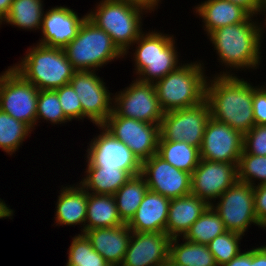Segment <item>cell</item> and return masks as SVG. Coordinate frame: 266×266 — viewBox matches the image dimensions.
<instances>
[{"mask_svg":"<svg viewBox=\"0 0 266 266\" xmlns=\"http://www.w3.org/2000/svg\"><path fill=\"white\" fill-rule=\"evenodd\" d=\"M242 236L239 233L226 231L207 244L217 266L229 263L231 259L240 253L238 244Z\"/></svg>","mask_w":266,"mask_h":266,"instance_id":"obj_34","label":"cell"},{"mask_svg":"<svg viewBox=\"0 0 266 266\" xmlns=\"http://www.w3.org/2000/svg\"><path fill=\"white\" fill-rule=\"evenodd\" d=\"M251 17L245 22L227 25L208 34L221 62L226 66L235 68L258 66L262 29L252 22Z\"/></svg>","mask_w":266,"mask_h":266,"instance_id":"obj_2","label":"cell"},{"mask_svg":"<svg viewBox=\"0 0 266 266\" xmlns=\"http://www.w3.org/2000/svg\"><path fill=\"white\" fill-rule=\"evenodd\" d=\"M223 266H250V251L239 253L236 257L230 260L229 263Z\"/></svg>","mask_w":266,"mask_h":266,"instance_id":"obj_43","label":"cell"},{"mask_svg":"<svg viewBox=\"0 0 266 266\" xmlns=\"http://www.w3.org/2000/svg\"><path fill=\"white\" fill-rule=\"evenodd\" d=\"M224 222L211 205L191 225L183 239L199 244H208L218 235L226 232Z\"/></svg>","mask_w":266,"mask_h":266,"instance_id":"obj_30","label":"cell"},{"mask_svg":"<svg viewBox=\"0 0 266 266\" xmlns=\"http://www.w3.org/2000/svg\"><path fill=\"white\" fill-rule=\"evenodd\" d=\"M157 154L175 168L190 174L200 161V149L185 141H159Z\"/></svg>","mask_w":266,"mask_h":266,"instance_id":"obj_28","label":"cell"},{"mask_svg":"<svg viewBox=\"0 0 266 266\" xmlns=\"http://www.w3.org/2000/svg\"><path fill=\"white\" fill-rule=\"evenodd\" d=\"M30 131L32 130L27 124L0 110V147L2 150L9 154L14 153Z\"/></svg>","mask_w":266,"mask_h":266,"instance_id":"obj_32","label":"cell"},{"mask_svg":"<svg viewBox=\"0 0 266 266\" xmlns=\"http://www.w3.org/2000/svg\"><path fill=\"white\" fill-rule=\"evenodd\" d=\"M13 68L39 90H56L68 84L77 71L64 49L38 44Z\"/></svg>","mask_w":266,"mask_h":266,"instance_id":"obj_3","label":"cell"},{"mask_svg":"<svg viewBox=\"0 0 266 266\" xmlns=\"http://www.w3.org/2000/svg\"><path fill=\"white\" fill-rule=\"evenodd\" d=\"M39 89L13 67L0 75V110L24 122L31 129L36 125Z\"/></svg>","mask_w":266,"mask_h":266,"instance_id":"obj_8","label":"cell"},{"mask_svg":"<svg viewBox=\"0 0 266 266\" xmlns=\"http://www.w3.org/2000/svg\"><path fill=\"white\" fill-rule=\"evenodd\" d=\"M42 6L41 0H13L5 21L22 29H40L44 13Z\"/></svg>","mask_w":266,"mask_h":266,"instance_id":"obj_31","label":"cell"},{"mask_svg":"<svg viewBox=\"0 0 266 266\" xmlns=\"http://www.w3.org/2000/svg\"><path fill=\"white\" fill-rule=\"evenodd\" d=\"M203 18L208 34L227 25L245 22L251 15L241 6L228 0H206L196 7Z\"/></svg>","mask_w":266,"mask_h":266,"instance_id":"obj_23","label":"cell"},{"mask_svg":"<svg viewBox=\"0 0 266 266\" xmlns=\"http://www.w3.org/2000/svg\"><path fill=\"white\" fill-rule=\"evenodd\" d=\"M262 8H263L264 10H263ZM265 9H266V0H261L260 12H261L262 10H263V11H266Z\"/></svg>","mask_w":266,"mask_h":266,"instance_id":"obj_48","label":"cell"},{"mask_svg":"<svg viewBox=\"0 0 266 266\" xmlns=\"http://www.w3.org/2000/svg\"><path fill=\"white\" fill-rule=\"evenodd\" d=\"M5 21V17L3 15L0 14V24L1 22Z\"/></svg>","mask_w":266,"mask_h":266,"instance_id":"obj_49","label":"cell"},{"mask_svg":"<svg viewBox=\"0 0 266 266\" xmlns=\"http://www.w3.org/2000/svg\"><path fill=\"white\" fill-rule=\"evenodd\" d=\"M131 233L132 230L127 224L84 232L93 249L102 255L110 266H121L128 249Z\"/></svg>","mask_w":266,"mask_h":266,"instance_id":"obj_20","label":"cell"},{"mask_svg":"<svg viewBox=\"0 0 266 266\" xmlns=\"http://www.w3.org/2000/svg\"><path fill=\"white\" fill-rule=\"evenodd\" d=\"M96 12L87 18L110 35L114 44L125 55L127 49L142 34L141 14L143 8L117 0H102Z\"/></svg>","mask_w":266,"mask_h":266,"instance_id":"obj_6","label":"cell"},{"mask_svg":"<svg viewBox=\"0 0 266 266\" xmlns=\"http://www.w3.org/2000/svg\"><path fill=\"white\" fill-rule=\"evenodd\" d=\"M219 198L220 203L216 207L211 203V206L224 222L227 231L243 235L251 223L261 226L256 219L253 186L237 181Z\"/></svg>","mask_w":266,"mask_h":266,"instance_id":"obj_11","label":"cell"},{"mask_svg":"<svg viewBox=\"0 0 266 266\" xmlns=\"http://www.w3.org/2000/svg\"><path fill=\"white\" fill-rule=\"evenodd\" d=\"M101 134L93 138L88 148L87 168H116L127 171L131 176L141 173V162L130 148L117 140L103 126Z\"/></svg>","mask_w":266,"mask_h":266,"instance_id":"obj_15","label":"cell"},{"mask_svg":"<svg viewBox=\"0 0 266 266\" xmlns=\"http://www.w3.org/2000/svg\"><path fill=\"white\" fill-rule=\"evenodd\" d=\"M243 142L241 132L210 118L204 130L200 159L238 164Z\"/></svg>","mask_w":266,"mask_h":266,"instance_id":"obj_16","label":"cell"},{"mask_svg":"<svg viewBox=\"0 0 266 266\" xmlns=\"http://www.w3.org/2000/svg\"><path fill=\"white\" fill-rule=\"evenodd\" d=\"M247 81L232 74H220L211 85L206 82L205 100L212 119L229 125L243 135L254 125L253 89Z\"/></svg>","mask_w":266,"mask_h":266,"instance_id":"obj_1","label":"cell"},{"mask_svg":"<svg viewBox=\"0 0 266 266\" xmlns=\"http://www.w3.org/2000/svg\"><path fill=\"white\" fill-rule=\"evenodd\" d=\"M87 176L80 182L82 187L93 194L114 195L132 176L116 168H87Z\"/></svg>","mask_w":266,"mask_h":266,"instance_id":"obj_26","label":"cell"},{"mask_svg":"<svg viewBox=\"0 0 266 266\" xmlns=\"http://www.w3.org/2000/svg\"><path fill=\"white\" fill-rule=\"evenodd\" d=\"M244 8L251 16L260 12L261 0H228Z\"/></svg>","mask_w":266,"mask_h":266,"instance_id":"obj_42","label":"cell"},{"mask_svg":"<svg viewBox=\"0 0 266 266\" xmlns=\"http://www.w3.org/2000/svg\"><path fill=\"white\" fill-rule=\"evenodd\" d=\"M169 257L183 266H217L208 245L191 241L178 243V237L171 238Z\"/></svg>","mask_w":266,"mask_h":266,"instance_id":"obj_29","label":"cell"},{"mask_svg":"<svg viewBox=\"0 0 266 266\" xmlns=\"http://www.w3.org/2000/svg\"><path fill=\"white\" fill-rule=\"evenodd\" d=\"M238 181L253 186V178L260 179V185L266 184V156L242 153L237 165Z\"/></svg>","mask_w":266,"mask_h":266,"instance_id":"obj_35","label":"cell"},{"mask_svg":"<svg viewBox=\"0 0 266 266\" xmlns=\"http://www.w3.org/2000/svg\"><path fill=\"white\" fill-rule=\"evenodd\" d=\"M237 165L200 159L191 174V194L211 205L209 200L220 197L238 181Z\"/></svg>","mask_w":266,"mask_h":266,"instance_id":"obj_17","label":"cell"},{"mask_svg":"<svg viewBox=\"0 0 266 266\" xmlns=\"http://www.w3.org/2000/svg\"><path fill=\"white\" fill-rule=\"evenodd\" d=\"M68 61L77 71L96 69L124 54L109 34L86 18L77 36L64 48Z\"/></svg>","mask_w":266,"mask_h":266,"instance_id":"obj_5","label":"cell"},{"mask_svg":"<svg viewBox=\"0 0 266 266\" xmlns=\"http://www.w3.org/2000/svg\"><path fill=\"white\" fill-rule=\"evenodd\" d=\"M134 43L138 44L134 53L136 73L143 75L137 80L154 83V79L164 78L179 67L175 41L171 36L151 32L141 34Z\"/></svg>","mask_w":266,"mask_h":266,"instance_id":"obj_7","label":"cell"},{"mask_svg":"<svg viewBox=\"0 0 266 266\" xmlns=\"http://www.w3.org/2000/svg\"><path fill=\"white\" fill-rule=\"evenodd\" d=\"M113 111L120 117L160 124L164 111L157 99L154 83L134 81L115 97Z\"/></svg>","mask_w":266,"mask_h":266,"instance_id":"obj_12","label":"cell"},{"mask_svg":"<svg viewBox=\"0 0 266 266\" xmlns=\"http://www.w3.org/2000/svg\"><path fill=\"white\" fill-rule=\"evenodd\" d=\"M89 222V223H88ZM86 230L122 226L113 195L87 192Z\"/></svg>","mask_w":266,"mask_h":266,"instance_id":"obj_25","label":"cell"},{"mask_svg":"<svg viewBox=\"0 0 266 266\" xmlns=\"http://www.w3.org/2000/svg\"><path fill=\"white\" fill-rule=\"evenodd\" d=\"M57 92L60 105L68 121L79 118L82 119V106L77 94L70 83L55 90Z\"/></svg>","mask_w":266,"mask_h":266,"instance_id":"obj_37","label":"cell"},{"mask_svg":"<svg viewBox=\"0 0 266 266\" xmlns=\"http://www.w3.org/2000/svg\"><path fill=\"white\" fill-rule=\"evenodd\" d=\"M163 266H183L175 263L170 257L167 259L166 263Z\"/></svg>","mask_w":266,"mask_h":266,"instance_id":"obj_47","label":"cell"},{"mask_svg":"<svg viewBox=\"0 0 266 266\" xmlns=\"http://www.w3.org/2000/svg\"><path fill=\"white\" fill-rule=\"evenodd\" d=\"M121 2L130 3L143 8L144 10H153V8L158 4L159 0H117Z\"/></svg>","mask_w":266,"mask_h":266,"instance_id":"obj_44","label":"cell"},{"mask_svg":"<svg viewBox=\"0 0 266 266\" xmlns=\"http://www.w3.org/2000/svg\"><path fill=\"white\" fill-rule=\"evenodd\" d=\"M261 88L253 89L252 108L255 125H266V88Z\"/></svg>","mask_w":266,"mask_h":266,"instance_id":"obj_39","label":"cell"},{"mask_svg":"<svg viewBox=\"0 0 266 266\" xmlns=\"http://www.w3.org/2000/svg\"><path fill=\"white\" fill-rule=\"evenodd\" d=\"M209 205L204 199L193 194L171 199L166 234L170 238H176L181 235L184 237L191 225L202 215Z\"/></svg>","mask_w":266,"mask_h":266,"instance_id":"obj_22","label":"cell"},{"mask_svg":"<svg viewBox=\"0 0 266 266\" xmlns=\"http://www.w3.org/2000/svg\"><path fill=\"white\" fill-rule=\"evenodd\" d=\"M69 248L67 266H110L84 233L75 236Z\"/></svg>","mask_w":266,"mask_h":266,"instance_id":"obj_33","label":"cell"},{"mask_svg":"<svg viewBox=\"0 0 266 266\" xmlns=\"http://www.w3.org/2000/svg\"><path fill=\"white\" fill-rule=\"evenodd\" d=\"M56 222L61 225H86L87 191L79 187H64L58 197Z\"/></svg>","mask_w":266,"mask_h":266,"instance_id":"obj_24","label":"cell"},{"mask_svg":"<svg viewBox=\"0 0 266 266\" xmlns=\"http://www.w3.org/2000/svg\"><path fill=\"white\" fill-rule=\"evenodd\" d=\"M82 106V118L88 117L98 127L102 126L113 112L111 97L105 84L93 70L76 71L69 82ZM111 104V105H110Z\"/></svg>","mask_w":266,"mask_h":266,"instance_id":"obj_13","label":"cell"},{"mask_svg":"<svg viewBox=\"0 0 266 266\" xmlns=\"http://www.w3.org/2000/svg\"><path fill=\"white\" fill-rule=\"evenodd\" d=\"M38 118H44L56 124L68 122L55 90H39L36 120H39Z\"/></svg>","mask_w":266,"mask_h":266,"instance_id":"obj_36","label":"cell"},{"mask_svg":"<svg viewBox=\"0 0 266 266\" xmlns=\"http://www.w3.org/2000/svg\"><path fill=\"white\" fill-rule=\"evenodd\" d=\"M121 266H163L169 258L171 238L160 232H132Z\"/></svg>","mask_w":266,"mask_h":266,"instance_id":"obj_18","label":"cell"},{"mask_svg":"<svg viewBox=\"0 0 266 266\" xmlns=\"http://www.w3.org/2000/svg\"><path fill=\"white\" fill-rule=\"evenodd\" d=\"M201 63L179 66L154 84L164 112L190 108L205 100L207 80Z\"/></svg>","mask_w":266,"mask_h":266,"instance_id":"obj_4","label":"cell"},{"mask_svg":"<svg viewBox=\"0 0 266 266\" xmlns=\"http://www.w3.org/2000/svg\"><path fill=\"white\" fill-rule=\"evenodd\" d=\"M102 126L117 140L128 146L140 162L157 153L160 124L120 117L113 111Z\"/></svg>","mask_w":266,"mask_h":266,"instance_id":"obj_10","label":"cell"},{"mask_svg":"<svg viewBox=\"0 0 266 266\" xmlns=\"http://www.w3.org/2000/svg\"><path fill=\"white\" fill-rule=\"evenodd\" d=\"M87 15L79 18L67 7H54L43 15L41 45L63 49L78 34Z\"/></svg>","mask_w":266,"mask_h":266,"instance_id":"obj_19","label":"cell"},{"mask_svg":"<svg viewBox=\"0 0 266 266\" xmlns=\"http://www.w3.org/2000/svg\"><path fill=\"white\" fill-rule=\"evenodd\" d=\"M148 190L169 199L191 194V174L181 171L157 153L141 162V173Z\"/></svg>","mask_w":266,"mask_h":266,"instance_id":"obj_14","label":"cell"},{"mask_svg":"<svg viewBox=\"0 0 266 266\" xmlns=\"http://www.w3.org/2000/svg\"><path fill=\"white\" fill-rule=\"evenodd\" d=\"M250 266H266V246L250 250Z\"/></svg>","mask_w":266,"mask_h":266,"instance_id":"obj_41","label":"cell"},{"mask_svg":"<svg viewBox=\"0 0 266 266\" xmlns=\"http://www.w3.org/2000/svg\"><path fill=\"white\" fill-rule=\"evenodd\" d=\"M242 153L266 156V125H254L244 134Z\"/></svg>","mask_w":266,"mask_h":266,"instance_id":"obj_38","label":"cell"},{"mask_svg":"<svg viewBox=\"0 0 266 266\" xmlns=\"http://www.w3.org/2000/svg\"><path fill=\"white\" fill-rule=\"evenodd\" d=\"M210 118L206 100L190 108L165 112L160 123L159 141H185L200 149L204 130Z\"/></svg>","mask_w":266,"mask_h":266,"instance_id":"obj_9","label":"cell"},{"mask_svg":"<svg viewBox=\"0 0 266 266\" xmlns=\"http://www.w3.org/2000/svg\"><path fill=\"white\" fill-rule=\"evenodd\" d=\"M254 209L261 227H266V184L253 186Z\"/></svg>","mask_w":266,"mask_h":266,"instance_id":"obj_40","label":"cell"},{"mask_svg":"<svg viewBox=\"0 0 266 266\" xmlns=\"http://www.w3.org/2000/svg\"><path fill=\"white\" fill-rule=\"evenodd\" d=\"M12 213H13V210L8 208L5 202L0 200V218L10 217L13 215Z\"/></svg>","mask_w":266,"mask_h":266,"instance_id":"obj_46","label":"cell"},{"mask_svg":"<svg viewBox=\"0 0 266 266\" xmlns=\"http://www.w3.org/2000/svg\"><path fill=\"white\" fill-rule=\"evenodd\" d=\"M148 186L141 174L132 176L115 194L113 195L117 206L120 219L124 224H128L140 203L143 200Z\"/></svg>","mask_w":266,"mask_h":266,"instance_id":"obj_27","label":"cell"},{"mask_svg":"<svg viewBox=\"0 0 266 266\" xmlns=\"http://www.w3.org/2000/svg\"><path fill=\"white\" fill-rule=\"evenodd\" d=\"M171 199L148 190L138 210L127 224L132 232L166 233L169 204Z\"/></svg>","mask_w":266,"mask_h":266,"instance_id":"obj_21","label":"cell"},{"mask_svg":"<svg viewBox=\"0 0 266 266\" xmlns=\"http://www.w3.org/2000/svg\"><path fill=\"white\" fill-rule=\"evenodd\" d=\"M13 0H0V14L4 17L9 13Z\"/></svg>","mask_w":266,"mask_h":266,"instance_id":"obj_45","label":"cell"}]
</instances>
